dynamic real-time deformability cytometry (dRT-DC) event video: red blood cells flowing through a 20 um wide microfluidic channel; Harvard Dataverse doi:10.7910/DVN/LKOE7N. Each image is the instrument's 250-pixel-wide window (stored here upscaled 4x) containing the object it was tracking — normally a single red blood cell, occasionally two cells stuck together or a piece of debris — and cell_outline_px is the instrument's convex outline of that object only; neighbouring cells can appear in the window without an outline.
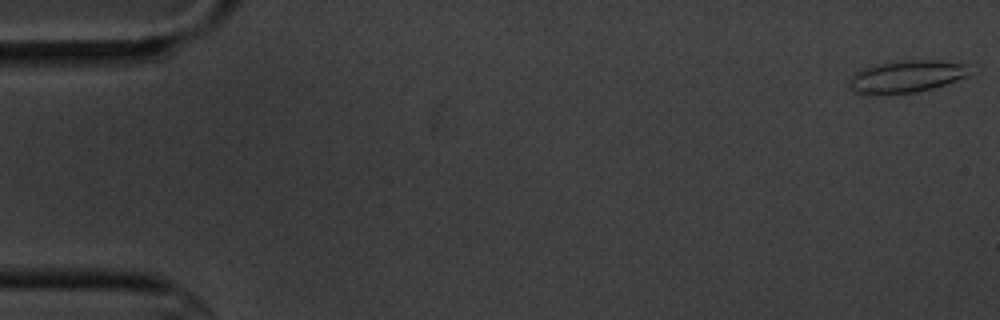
{"species": "common noctule bat (a hibernating species)", "species_latin": "Nyctalus noctula", "temperature_condition": "cold", "stored_images_in_passage": 6, "camera_frame_rate_fps": 3000, "um_per_image_px": 0.085, "animal": {"sex": "male", "body_mass_g": 20.1, "forearm_length_mm": 53.5}, "frame": {"image": 1, "passage_image": 1, "time_ms": 0.0, "image_size_px": [1000, 320], "cell_outline_px": [[968, 76], [932, 88], [916, 92], [880, 96], [868, 96], [852, 92], [848, 84], [848, 80], [860, 68], [872, 64], [904, 60], [940, 60], [968, 64]], "centroid_in_image_um": [76.94, 6.52], "position_along_channel_um": 8.1, "area_um2": 23.29}}
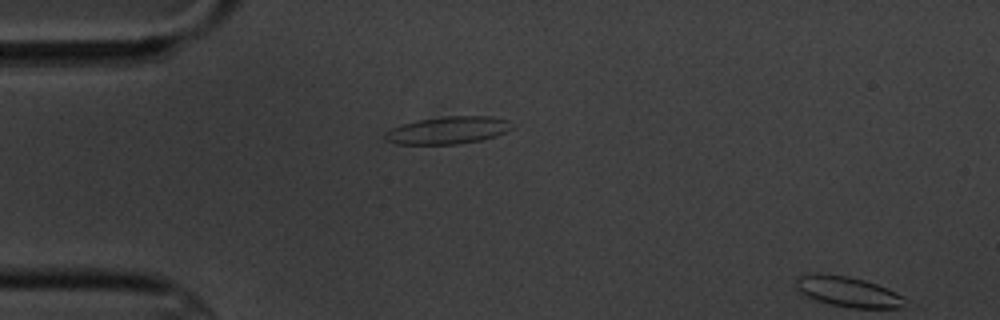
{"frame": {"image": 2, "passage_image": 5, "time_ms": 4.667, "image_size_px": [1000, 320], "cell_outline_px": [[512, 128], [508, 132], [496, 136], [480, 140], [460, 144], [396, 144], [384, 140], [384, 132], [392, 128], [416, 120], [444, 116], [492, 116], [508, 120]], "centroid_in_image_um": [38.07, 11.07], "position_along_channel_um": 46.9, "area_um2": 20.4}}